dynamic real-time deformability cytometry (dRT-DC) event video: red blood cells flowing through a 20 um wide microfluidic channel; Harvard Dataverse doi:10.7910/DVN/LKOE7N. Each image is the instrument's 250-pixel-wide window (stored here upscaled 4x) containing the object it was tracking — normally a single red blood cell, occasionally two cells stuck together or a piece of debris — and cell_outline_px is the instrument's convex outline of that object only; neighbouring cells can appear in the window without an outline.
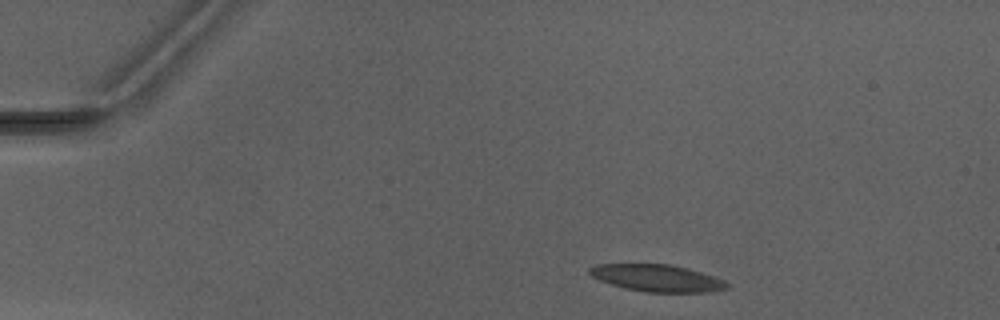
{"species": "Egyptian fruit bat (a non-hibernating species)", "species_latin": "Rousettus aegyptiacus", "temperature_condition": "warm", "stored_images_in_passage": 2, "camera_frame_rate_fps": 3000, "um_per_image_px": 0.085, "animal": {"sex": "male"}, "frame": {"image": 1, "passage_image": 1, "time_ms": 0.0, "image_size_px": [1000, 320], "cell_outline_px": [[728, 288], [708, 292], [644, 292], [624, 288], [600, 280], [592, 276], [588, 272], [588, 268], [596, 264], [668, 264], [688, 268], [724, 280], [728, 284]], "centroid_in_image_um": [55.82, 23.63], "position_along_channel_um": 29.2, "area_um2": 21.5}}